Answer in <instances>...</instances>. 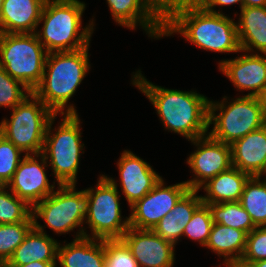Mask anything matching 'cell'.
I'll return each instance as SVG.
<instances>
[{"mask_svg": "<svg viewBox=\"0 0 266 267\" xmlns=\"http://www.w3.org/2000/svg\"><path fill=\"white\" fill-rule=\"evenodd\" d=\"M197 193L198 190H189L152 230L175 246L193 213L203 203Z\"/></svg>", "mask_w": 266, "mask_h": 267, "instance_id": "obj_22", "label": "cell"}, {"mask_svg": "<svg viewBox=\"0 0 266 267\" xmlns=\"http://www.w3.org/2000/svg\"><path fill=\"white\" fill-rule=\"evenodd\" d=\"M255 97L266 120V85L255 95Z\"/></svg>", "mask_w": 266, "mask_h": 267, "instance_id": "obj_36", "label": "cell"}, {"mask_svg": "<svg viewBox=\"0 0 266 267\" xmlns=\"http://www.w3.org/2000/svg\"><path fill=\"white\" fill-rule=\"evenodd\" d=\"M104 267H139L129 247L122 239H104Z\"/></svg>", "mask_w": 266, "mask_h": 267, "instance_id": "obj_32", "label": "cell"}, {"mask_svg": "<svg viewBox=\"0 0 266 267\" xmlns=\"http://www.w3.org/2000/svg\"><path fill=\"white\" fill-rule=\"evenodd\" d=\"M213 224L209 207L202 203L195 210L191 220L185 226L183 236L189 237V239L197 241L200 245L205 246Z\"/></svg>", "mask_w": 266, "mask_h": 267, "instance_id": "obj_30", "label": "cell"}, {"mask_svg": "<svg viewBox=\"0 0 266 267\" xmlns=\"http://www.w3.org/2000/svg\"><path fill=\"white\" fill-rule=\"evenodd\" d=\"M206 205L209 207L213 223L243 230L247 234L257 227L239 201Z\"/></svg>", "mask_w": 266, "mask_h": 267, "instance_id": "obj_27", "label": "cell"}, {"mask_svg": "<svg viewBox=\"0 0 266 267\" xmlns=\"http://www.w3.org/2000/svg\"><path fill=\"white\" fill-rule=\"evenodd\" d=\"M205 10L213 13H221L220 10H214L215 6H230L232 4L240 3V9L243 8V0H195ZM214 7V8H213Z\"/></svg>", "mask_w": 266, "mask_h": 267, "instance_id": "obj_35", "label": "cell"}, {"mask_svg": "<svg viewBox=\"0 0 266 267\" xmlns=\"http://www.w3.org/2000/svg\"><path fill=\"white\" fill-rule=\"evenodd\" d=\"M135 85L152 103L166 130L188 141L206 135L209 130V100L196 91L167 89L147 81L140 70L133 75Z\"/></svg>", "mask_w": 266, "mask_h": 267, "instance_id": "obj_2", "label": "cell"}, {"mask_svg": "<svg viewBox=\"0 0 266 267\" xmlns=\"http://www.w3.org/2000/svg\"><path fill=\"white\" fill-rule=\"evenodd\" d=\"M117 163L122 191L129 207L151 191L162 178L150 164L130 150H124Z\"/></svg>", "mask_w": 266, "mask_h": 267, "instance_id": "obj_16", "label": "cell"}, {"mask_svg": "<svg viewBox=\"0 0 266 267\" xmlns=\"http://www.w3.org/2000/svg\"><path fill=\"white\" fill-rule=\"evenodd\" d=\"M250 177L249 174L233 166L219 173L200 187L206 192L204 196H201L203 204L239 201L245 183Z\"/></svg>", "mask_w": 266, "mask_h": 267, "instance_id": "obj_23", "label": "cell"}, {"mask_svg": "<svg viewBox=\"0 0 266 267\" xmlns=\"http://www.w3.org/2000/svg\"><path fill=\"white\" fill-rule=\"evenodd\" d=\"M241 51L266 54V6L243 7L236 23Z\"/></svg>", "mask_w": 266, "mask_h": 267, "instance_id": "obj_24", "label": "cell"}, {"mask_svg": "<svg viewBox=\"0 0 266 267\" xmlns=\"http://www.w3.org/2000/svg\"><path fill=\"white\" fill-rule=\"evenodd\" d=\"M11 110L10 120L0 122V134L26 155L40 154L55 114L33 92Z\"/></svg>", "mask_w": 266, "mask_h": 267, "instance_id": "obj_7", "label": "cell"}, {"mask_svg": "<svg viewBox=\"0 0 266 267\" xmlns=\"http://www.w3.org/2000/svg\"><path fill=\"white\" fill-rule=\"evenodd\" d=\"M248 53L235 59L221 60L219 70L233 83L237 90L251 91L255 96L266 85V54ZM250 54V55H249Z\"/></svg>", "mask_w": 266, "mask_h": 267, "instance_id": "obj_17", "label": "cell"}, {"mask_svg": "<svg viewBox=\"0 0 266 267\" xmlns=\"http://www.w3.org/2000/svg\"><path fill=\"white\" fill-rule=\"evenodd\" d=\"M232 166L251 177L266 174V127L250 132L231 145Z\"/></svg>", "mask_w": 266, "mask_h": 267, "instance_id": "obj_18", "label": "cell"}, {"mask_svg": "<svg viewBox=\"0 0 266 267\" xmlns=\"http://www.w3.org/2000/svg\"><path fill=\"white\" fill-rule=\"evenodd\" d=\"M75 184L59 185L44 200L32 207L33 220L41 218L57 234L73 231L85 223L89 198L85 190L76 191Z\"/></svg>", "mask_w": 266, "mask_h": 267, "instance_id": "obj_10", "label": "cell"}, {"mask_svg": "<svg viewBox=\"0 0 266 267\" xmlns=\"http://www.w3.org/2000/svg\"><path fill=\"white\" fill-rule=\"evenodd\" d=\"M2 6H3V0H0V12H1Z\"/></svg>", "mask_w": 266, "mask_h": 267, "instance_id": "obj_41", "label": "cell"}, {"mask_svg": "<svg viewBox=\"0 0 266 267\" xmlns=\"http://www.w3.org/2000/svg\"><path fill=\"white\" fill-rule=\"evenodd\" d=\"M266 0H243V7H265Z\"/></svg>", "mask_w": 266, "mask_h": 267, "instance_id": "obj_38", "label": "cell"}, {"mask_svg": "<svg viewBox=\"0 0 266 267\" xmlns=\"http://www.w3.org/2000/svg\"><path fill=\"white\" fill-rule=\"evenodd\" d=\"M97 187L85 189L88 195V213L85 223L95 239H121L130 227L129 217L122 220L117 183L102 175Z\"/></svg>", "mask_w": 266, "mask_h": 267, "instance_id": "obj_9", "label": "cell"}, {"mask_svg": "<svg viewBox=\"0 0 266 267\" xmlns=\"http://www.w3.org/2000/svg\"><path fill=\"white\" fill-rule=\"evenodd\" d=\"M257 227L266 226V177H250L239 200Z\"/></svg>", "mask_w": 266, "mask_h": 267, "instance_id": "obj_26", "label": "cell"}, {"mask_svg": "<svg viewBox=\"0 0 266 267\" xmlns=\"http://www.w3.org/2000/svg\"><path fill=\"white\" fill-rule=\"evenodd\" d=\"M85 5L79 0L46 1L38 24L44 22L42 31H36L35 34L47 53L73 51L89 46L94 20L82 28Z\"/></svg>", "mask_w": 266, "mask_h": 267, "instance_id": "obj_4", "label": "cell"}, {"mask_svg": "<svg viewBox=\"0 0 266 267\" xmlns=\"http://www.w3.org/2000/svg\"><path fill=\"white\" fill-rule=\"evenodd\" d=\"M6 188V185H0V224L34 221L32 207Z\"/></svg>", "mask_w": 266, "mask_h": 267, "instance_id": "obj_28", "label": "cell"}, {"mask_svg": "<svg viewBox=\"0 0 266 267\" xmlns=\"http://www.w3.org/2000/svg\"><path fill=\"white\" fill-rule=\"evenodd\" d=\"M47 0H3L0 33H35Z\"/></svg>", "mask_w": 266, "mask_h": 267, "instance_id": "obj_20", "label": "cell"}, {"mask_svg": "<svg viewBox=\"0 0 266 267\" xmlns=\"http://www.w3.org/2000/svg\"><path fill=\"white\" fill-rule=\"evenodd\" d=\"M79 229L71 243L63 246L59 243L60 267H104V240L92 238L83 227Z\"/></svg>", "mask_w": 266, "mask_h": 267, "instance_id": "obj_19", "label": "cell"}, {"mask_svg": "<svg viewBox=\"0 0 266 267\" xmlns=\"http://www.w3.org/2000/svg\"><path fill=\"white\" fill-rule=\"evenodd\" d=\"M247 233L220 223H214L205 247L223 256L224 265H238L245 252Z\"/></svg>", "mask_w": 266, "mask_h": 267, "instance_id": "obj_25", "label": "cell"}, {"mask_svg": "<svg viewBox=\"0 0 266 267\" xmlns=\"http://www.w3.org/2000/svg\"><path fill=\"white\" fill-rule=\"evenodd\" d=\"M33 227L34 221L0 224V265L8 262Z\"/></svg>", "mask_w": 266, "mask_h": 267, "instance_id": "obj_29", "label": "cell"}, {"mask_svg": "<svg viewBox=\"0 0 266 267\" xmlns=\"http://www.w3.org/2000/svg\"><path fill=\"white\" fill-rule=\"evenodd\" d=\"M129 247L139 267H172L174 245L151 229L129 227L121 238Z\"/></svg>", "mask_w": 266, "mask_h": 267, "instance_id": "obj_15", "label": "cell"}, {"mask_svg": "<svg viewBox=\"0 0 266 267\" xmlns=\"http://www.w3.org/2000/svg\"><path fill=\"white\" fill-rule=\"evenodd\" d=\"M47 54L35 33H0V66L32 92L42 80Z\"/></svg>", "mask_w": 266, "mask_h": 267, "instance_id": "obj_6", "label": "cell"}, {"mask_svg": "<svg viewBox=\"0 0 266 267\" xmlns=\"http://www.w3.org/2000/svg\"><path fill=\"white\" fill-rule=\"evenodd\" d=\"M227 267H240V266H238V265H229Z\"/></svg>", "mask_w": 266, "mask_h": 267, "instance_id": "obj_42", "label": "cell"}, {"mask_svg": "<svg viewBox=\"0 0 266 267\" xmlns=\"http://www.w3.org/2000/svg\"><path fill=\"white\" fill-rule=\"evenodd\" d=\"M260 260H266V226L256 227L247 234L245 252L238 266L247 267Z\"/></svg>", "mask_w": 266, "mask_h": 267, "instance_id": "obj_34", "label": "cell"}, {"mask_svg": "<svg viewBox=\"0 0 266 267\" xmlns=\"http://www.w3.org/2000/svg\"><path fill=\"white\" fill-rule=\"evenodd\" d=\"M56 262H42L33 261L26 265L16 266V267H56Z\"/></svg>", "mask_w": 266, "mask_h": 267, "instance_id": "obj_37", "label": "cell"}, {"mask_svg": "<svg viewBox=\"0 0 266 267\" xmlns=\"http://www.w3.org/2000/svg\"><path fill=\"white\" fill-rule=\"evenodd\" d=\"M191 142L197 146V150L190 154L187 164L191 167L194 178L185 183L190 190L199 191L209 179L232 167L231 146L215 140L209 134Z\"/></svg>", "mask_w": 266, "mask_h": 267, "instance_id": "obj_12", "label": "cell"}, {"mask_svg": "<svg viewBox=\"0 0 266 267\" xmlns=\"http://www.w3.org/2000/svg\"><path fill=\"white\" fill-rule=\"evenodd\" d=\"M21 153L20 149L0 134V185H7L12 179L22 160Z\"/></svg>", "mask_w": 266, "mask_h": 267, "instance_id": "obj_33", "label": "cell"}, {"mask_svg": "<svg viewBox=\"0 0 266 267\" xmlns=\"http://www.w3.org/2000/svg\"><path fill=\"white\" fill-rule=\"evenodd\" d=\"M111 15L131 30L139 24L150 37H163L165 11L154 0H106Z\"/></svg>", "mask_w": 266, "mask_h": 267, "instance_id": "obj_14", "label": "cell"}, {"mask_svg": "<svg viewBox=\"0 0 266 267\" xmlns=\"http://www.w3.org/2000/svg\"><path fill=\"white\" fill-rule=\"evenodd\" d=\"M41 159V162L37 158ZM47 160L40 154H24L12 179L6 185L18 198L25 200L31 207L54 192L50 185L45 167Z\"/></svg>", "mask_w": 266, "mask_h": 267, "instance_id": "obj_13", "label": "cell"}, {"mask_svg": "<svg viewBox=\"0 0 266 267\" xmlns=\"http://www.w3.org/2000/svg\"><path fill=\"white\" fill-rule=\"evenodd\" d=\"M189 190L185 182L164 186L161 178L151 191L130 206V227L152 230Z\"/></svg>", "mask_w": 266, "mask_h": 267, "instance_id": "obj_11", "label": "cell"}, {"mask_svg": "<svg viewBox=\"0 0 266 267\" xmlns=\"http://www.w3.org/2000/svg\"><path fill=\"white\" fill-rule=\"evenodd\" d=\"M226 100L227 97L220 102L209 100L208 124L209 127L212 124L214 126L208 134L212 138L231 145L234 141L264 126L265 118L255 96H239L233 99V102ZM217 110L220 113L216 115Z\"/></svg>", "mask_w": 266, "mask_h": 267, "instance_id": "obj_8", "label": "cell"}, {"mask_svg": "<svg viewBox=\"0 0 266 267\" xmlns=\"http://www.w3.org/2000/svg\"><path fill=\"white\" fill-rule=\"evenodd\" d=\"M55 115L48 123L41 154L51 165L58 185H76L80 154L84 144L81 143V129L78 114H64L58 128L52 124Z\"/></svg>", "mask_w": 266, "mask_h": 267, "instance_id": "obj_5", "label": "cell"}, {"mask_svg": "<svg viewBox=\"0 0 266 267\" xmlns=\"http://www.w3.org/2000/svg\"><path fill=\"white\" fill-rule=\"evenodd\" d=\"M164 11L172 4L178 3L180 0H154Z\"/></svg>", "mask_w": 266, "mask_h": 267, "instance_id": "obj_39", "label": "cell"}, {"mask_svg": "<svg viewBox=\"0 0 266 267\" xmlns=\"http://www.w3.org/2000/svg\"><path fill=\"white\" fill-rule=\"evenodd\" d=\"M31 93L32 91L23 83L12 78L4 68L0 66V107L13 109Z\"/></svg>", "mask_w": 266, "mask_h": 267, "instance_id": "obj_31", "label": "cell"}, {"mask_svg": "<svg viewBox=\"0 0 266 267\" xmlns=\"http://www.w3.org/2000/svg\"><path fill=\"white\" fill-rule=\"evenodd\" d=\"M58 246L59 243L47 235L43 226L34 220V227L4 266L16 267L33 261L57 262Z\"/></svg>", "mask_w": 266, "mask_h": 267, "instance_id": "obj_21", "label": "cell"}, {"mask_svg": "<svg viewBox=\"0 0 266 267\" xmlns=\"http://www.w3.org/2000/svg\"><path fill=\"white\" fill-rule=\"evenodd\" d=\"M88 48L47 54L42 80L33 93L55 115L77 114L67 103L89 72Z\"/></svg>", "mask_w": 266, "mask_h": 267, "instance_id": "obj_3", "label": "cell"}, {"mask_svg": "<svg viewBox=\"0 0 266 267\" xmlns=\"http://www.w3.org/2000/svg\"><path fill=\"white\" fill-rule=\"evenodd\" d=\"M247 267H266V260L251 262Z\"/></svg>", "mask_w": 266, "mask_h": 267, "instance_id": "obj_40", "label": "cell"}, {"mask_svg": "<svg viewBox=\"0 0 266 267\" xmlns=\"http://www.w3.org/2000/svg\"><path fill=\"white\" fill-rule=\"evenodd\" d=\"M174 33L206 51L242 52L234 19L209 12L195 0H180L165 10L163 36Z\"/></svg>", "mask_w": 266, "mask_h": 267, "instance_id": "obj_1", "label": "cell"}]
</instances>
